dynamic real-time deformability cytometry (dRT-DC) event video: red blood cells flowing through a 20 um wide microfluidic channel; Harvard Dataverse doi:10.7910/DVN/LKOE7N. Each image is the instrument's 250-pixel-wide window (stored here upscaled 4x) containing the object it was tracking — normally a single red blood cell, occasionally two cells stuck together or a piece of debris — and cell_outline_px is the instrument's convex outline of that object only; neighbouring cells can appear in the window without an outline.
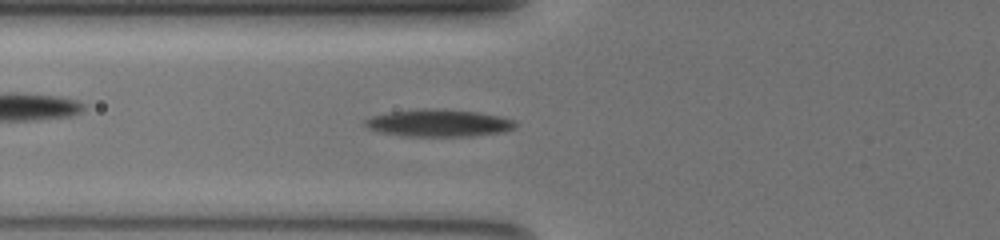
{"species": "common noctule bat (a hibernating species)", "species_latin": "Nyctalus noctula", "temperature_condition": "warm", "stored_images_in_passage": 57, "camera_frame_rate_fps": 3000, "um_per_image_px": 0.085, "animal": {"sex": "female", "body_mass_g": 19.5, "forearm_length_mm": 54.1}, "frame": {"image": 1, "passage_image": 24, "time_ms": 7.667, "image_size_px": [1000, 240], "cell_outline_px": [[516, 128], [504, 132], [472, 136], [400, 136], [380, 132], [368, 128], [364, 124], [364, 120], [372, 116], [392, 112], [424, 108], [428, 108], [476, 112], [500, 116], [512, 120], [516, 124]], "centroid_in_image_um": [37.28, 10.47], "position_along_channel_um": 88.5, "area_um2": 23.76}}
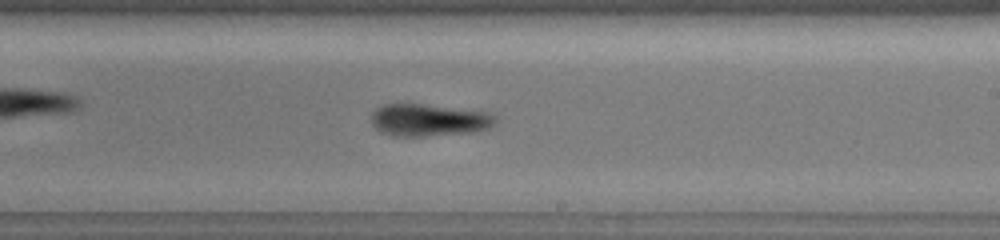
{"frame": {"image": 2, "passage_image": 37, "time_ms": 12.0, "image_size_px": [1000, 240], "cell_outline_px": [[500, 120], [496, 124], [488, 128], [472, 132], [424, 136], [392, 136], [380, 132], [372, 124], [372, 112], [376, 108], [384, 104], [420, 104], [484, 112], [496, 116]], "centroid_in_image_um": [36.44, 10.22], "position_along_channel_um": 252.6, "area_um2": 23.18}}
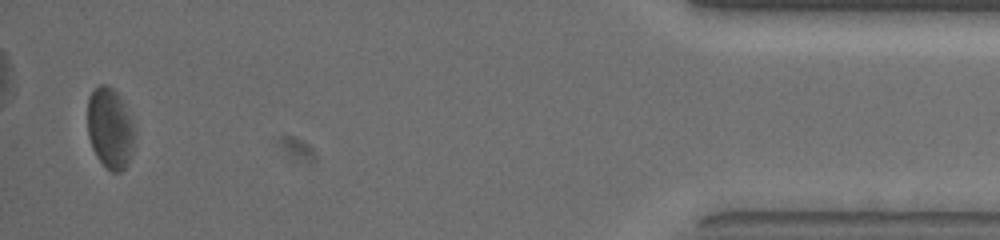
{"frame": {"image": 3, "passage_image": 56, "time_ms": 18.333, "image_size_px": [1000, 240], "cell_outline_px": [[132, 148], [128, 160], [124, 168], [120, 172], [112, 172], [96, 156], [92, 148], [88, 136], [88, 96], [100, 84], [104, 84], [112, 88], [120, 96], [124, 104], [132, 124]], "centroid_in_image_um": [9.3, 10.88], "position_along_channel_um": 425.9, "area_um2": 21.5}, "authors_computed_cell_mechanics": {"area_um2": 23.4668, "velocity_mm_per_s": 3.7919, "shape_relaxation_time_tau1_ms": 4.4124, "shape_relaxation_time_tau2_ms": 3.1085, "deformation_change_tau1": 0.1473, "deformation_change_tau2": 0.101}}